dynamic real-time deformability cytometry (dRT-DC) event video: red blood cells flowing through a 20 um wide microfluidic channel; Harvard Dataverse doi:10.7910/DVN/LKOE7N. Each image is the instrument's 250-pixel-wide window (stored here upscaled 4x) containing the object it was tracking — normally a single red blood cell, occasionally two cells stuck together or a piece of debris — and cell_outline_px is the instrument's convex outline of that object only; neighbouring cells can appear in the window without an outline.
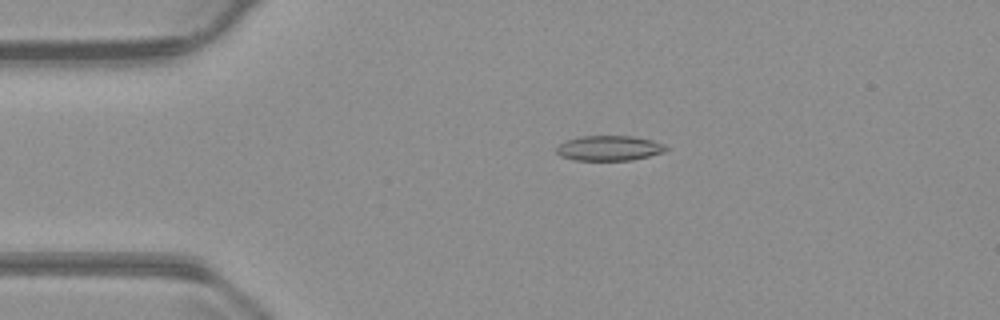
{"species": "common noctule bat (a hibernating species)", "species_latin": "Nyctalus noctula", "temperature_condition": "warm", "stored_images_in_passage": 55, "camera_frame_rate_fps": 3000, "um_per_image_px": 0.085, "animal": {"sex": "male", "body_mass_g": 23.1, "forearm_length_mm": 52.7}, "frame": {"image": 1, "passage_image": 11, "time_ms": 3.333, "image_size_px": [1000, 320], "cell_outline_px": [[668, 148], [664, 152], [632, 160], [576, 160], [560, 156], [556, 152], [556, 148], [560, 144], [568, 140], [580, 136], [632, 136], [652, 140], [664, 144]], "centroid_in_image_um": [51.79, 12.59], "position_along_channel_um": 33.2, "area_um2": 15.9}}
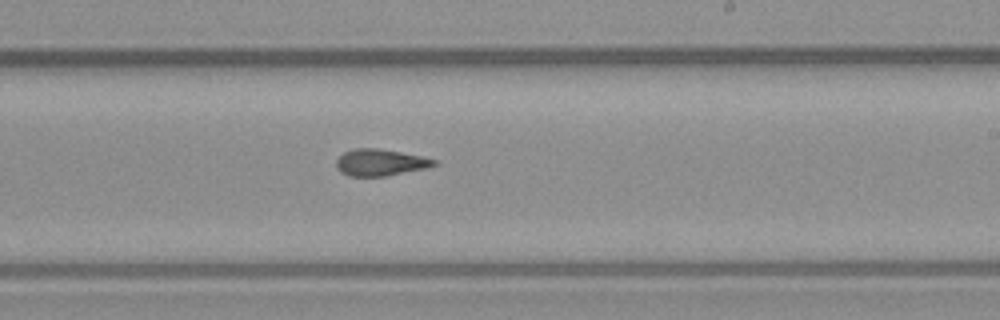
{"frame": {"image": 2, "passage_image": 32, "time_ms": 10.333, "image_size_px": [1000, 320], "cell_outline_px": [[440, 164], [428, 168], [384, 176], [348, 176], [340, 172], [336, 168], [336, 160], [344, 152], [352, 148], [376, 148], [400, 152], [420, 156], [436, 160]], "centroid_in_image_um": [32.31, 13.81], "position_along_channel_um": 256.7, "area_um2": 15.26}}
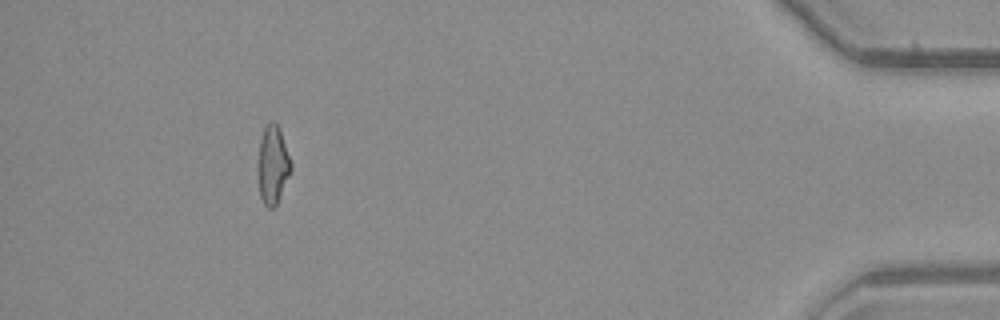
{"frame": {"image": 3, "passage_image": 50, "time_ms": 16.333, "image_size_px": [1000, 320], "cell_outline_px": [[292, 168], [276, 204], [272, 208], [268, 208], [264, 204], [260, 196], [260, 140], [264, 128], [272, 120], [280, 128], [292, 164]], "centroid_in_image_um": [23.22, 13.98], "position_along_channel_um": 412.0, "area_um2": 14.33}, "authors_computed_cell_mechanics": {"area_um2": 15.606, "velocity_mm_per_s": 3.7361, "shape_relaxation_time_tau1_ms": null, "shape_relaxation_time_tau2_ms": 2.7247, "deformation_change_tau1": null, "deformation_change_tau2": 0.1004}}